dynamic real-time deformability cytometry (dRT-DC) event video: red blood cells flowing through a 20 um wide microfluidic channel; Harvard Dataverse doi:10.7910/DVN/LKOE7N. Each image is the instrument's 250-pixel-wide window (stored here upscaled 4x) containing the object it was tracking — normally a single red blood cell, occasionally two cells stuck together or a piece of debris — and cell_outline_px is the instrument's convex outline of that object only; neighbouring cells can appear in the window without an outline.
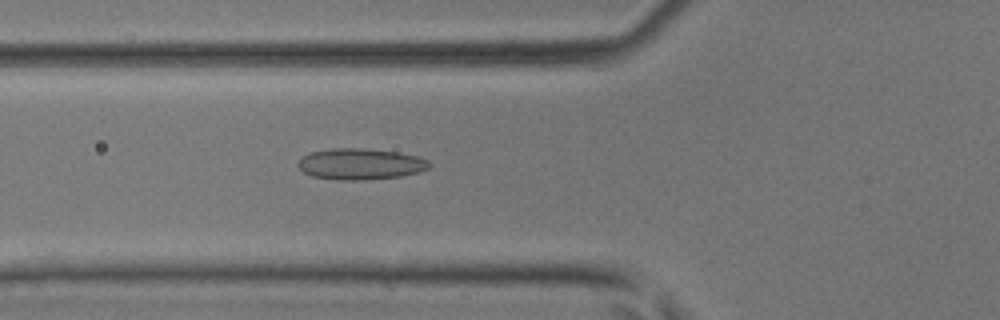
{"species": "common noctule bat (a hibernating species)", "species_latin": "Nyctalus noctula", "temperature_condition": "room temperature", "stored_images_in_passage": 47, "camera_frame_rate_fps": 3000, "um_per_image_px": 0.085, "animal": {"sex": "male", "body_mass_g": 17.9, "forearm_length_mm": 54.2}, "frame": {"image": 1, "passage_image": 18, "time_ms": 5.667, "image_size_px": [1000, 320], "cell_outline_px": [[432, 164], [428, 168], [420, 172], [400, 176], [356, 180], [336, 180], [312, 176], [304, 172], [296, 164], [304, 156], [312, 152], [332, 148], [364, 148], [396, 152], [416, 156], [428, 160]], "centroid_in_image_um": [30.64, 13.94], "position_along_channel_um": 95.2, "area_um2": 23.64}}
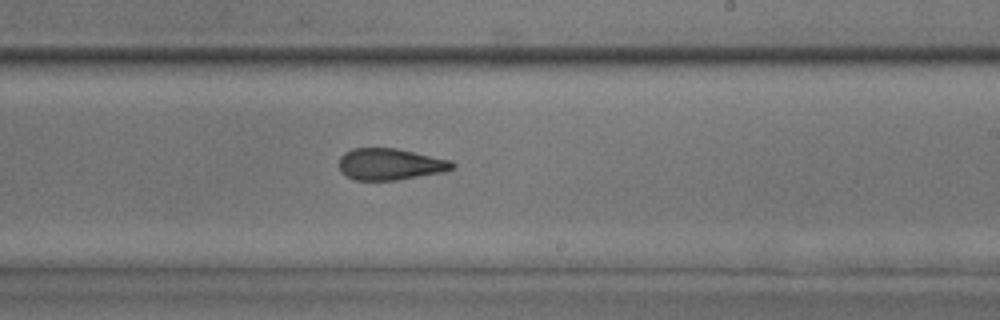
{"frame": {"image": 2, "passage_image": 29, "time_ms": 9.333, "image_size_px": [1000, 320], "cell_outline_px": [[456, 168], [444, 172], [396, 180], [352, 180], [340, 172], [340, 156], [344, 152], [352, 148], [396, 148], [452, 160], [456, 164]], "centroid_in_image_um": [33.18, 13.96], "position_along_channel_um": 255.8, "area_um2": 21.1}}
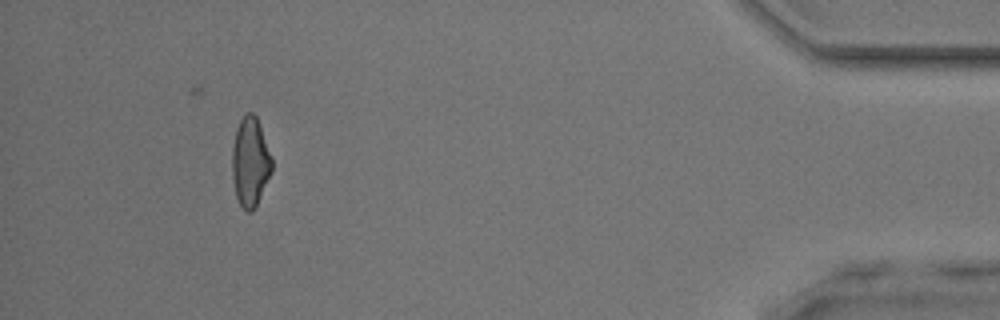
{"frame": {"image": 3, "passage_image": 44, "time_ms": 14.333, "image_size_px": [1000, 320], "cell_outline_px": [[272, 172], [252, 212], [248, 212], [240, 204], [236, 196], [232, 180], [232, 148], [236, 128], [240, 120], [248, 112], [252, 112], [256, 116], [272, 156]], "centroid_in_image_um": [21.26, 13.75], "position_along_channel_um": 413.9, "area_um2": 20.58}}